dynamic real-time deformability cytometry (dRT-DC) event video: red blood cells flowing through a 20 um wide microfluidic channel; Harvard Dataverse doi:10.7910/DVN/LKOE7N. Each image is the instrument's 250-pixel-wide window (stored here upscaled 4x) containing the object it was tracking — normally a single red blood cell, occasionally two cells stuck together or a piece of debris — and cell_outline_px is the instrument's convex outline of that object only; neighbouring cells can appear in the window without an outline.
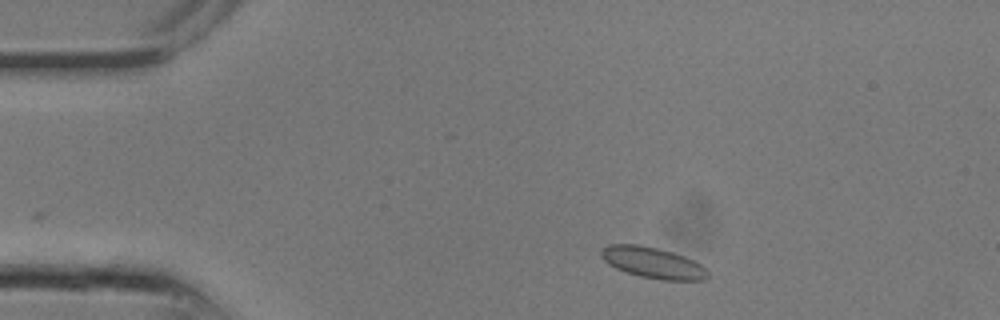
{"species": "common noctule bat (a hibernating species)", "species_latin": "Nyctalus noctula", "temperature_condition": "room temperature", "stored_images_in_passage": 9, "camera_frame_rate_fps": 3000, "um_per_image_px": 0.085, "animal": {"sex": "male", "body_mass_g": 13.3}, "frame": {"image": 1, "passage_image": 1, "time_ms": 0.0, "image_size_px": [1000, 320], "cell_outline_px": [[708, 276], [704, 280], [664, 280], [640, 276], [616, 268], [608, 264], [600, 256], [600, 252], [608, 244], [640, 244], [672, 252], [684, 256], [700, 264], [708, 272]], "centroid_in_image_um": [55.47, 22.32], "position_along_channel_um": 29.5, "area_um2": 19.07}}
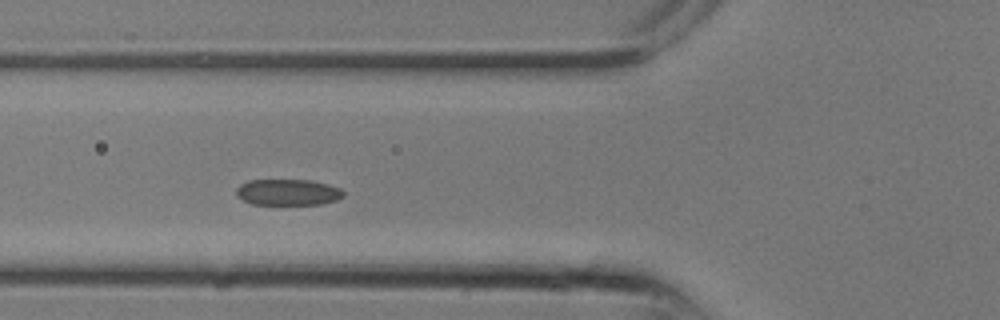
{"frame": {"image": 2, "passage_image": 6, "time_ms": 1.667, "image_size_px": [1000, 320], "cell_outline_px": [[344, 196], [336, 200], [320, 204], [252, 204], [240, 200], [236, 196], [236, 188], [240, 184], [248, 180], [312, 180], [328, 184], [340, 188], [344, 192]], "centroid_in_image_um": [24.44, 16.34], "position_along_channel_um": 101.4, "area_um2": 16.47}}
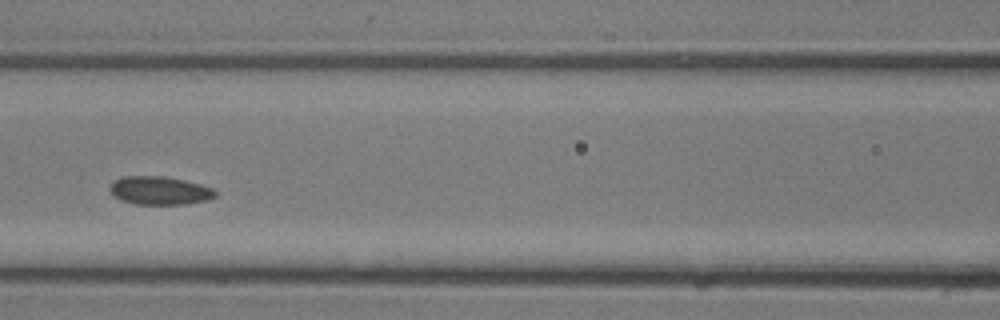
{"frame": {"image": 3, "passage_image": 8, "time_ms": 2.333, "image_size_px": [1000, 320], "cell_outline_px": [[216, 196], [208, 200], [188, 204], [136, 204], [124, 200], [116, 196], [108, 188], [116, 180], [124, 176], [164, 176], [184, 180], [200, 184], [212, 188], [216, 192]], "centroid_in_image_um": [13.62, 16.19], "position_along_channel_um": 153.0, "area_um2": 17.17}}